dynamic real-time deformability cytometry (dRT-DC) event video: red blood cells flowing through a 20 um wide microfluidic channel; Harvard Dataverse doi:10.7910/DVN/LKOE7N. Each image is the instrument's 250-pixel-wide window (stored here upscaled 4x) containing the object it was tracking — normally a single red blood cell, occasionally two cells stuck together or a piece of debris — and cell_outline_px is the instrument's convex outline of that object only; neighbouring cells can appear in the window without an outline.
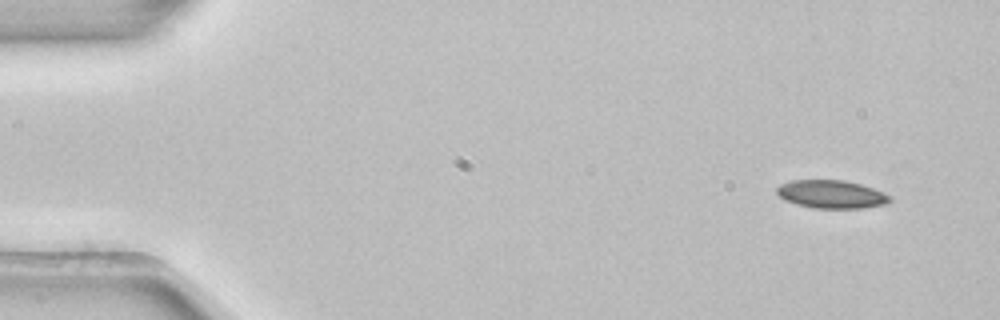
{"species": "common noctule bat (a hibernating species)", "species_latin": "Nyctalus noctula", "temperature_condition": "room temperature", "stored_images_in_passage": 4, "camera_frame_rate_fps": 3000, "um_per_image_px": 0.085, "animal": {"sex": "female", "body_mass_g": 22.7, "forearm_length_mm": 54.2}, "frame": {"image": 1, "passage_image": 1, "time_ms": 0.0, "image_size_px": [1000, 320], "cell_outline_px": [[892, 200], [888, 204], [864, 208], [812, 208], [796, 204], [784, 200], [776, 192], [776, 188], [780, 184], [792, 180], [844, 180], [860, 184], [872, 188], [892, 196]], "centroid_in_image_um": [70.68, 16.52], "position_along_channel_um": 14.3, "area_um2": 18.67}}
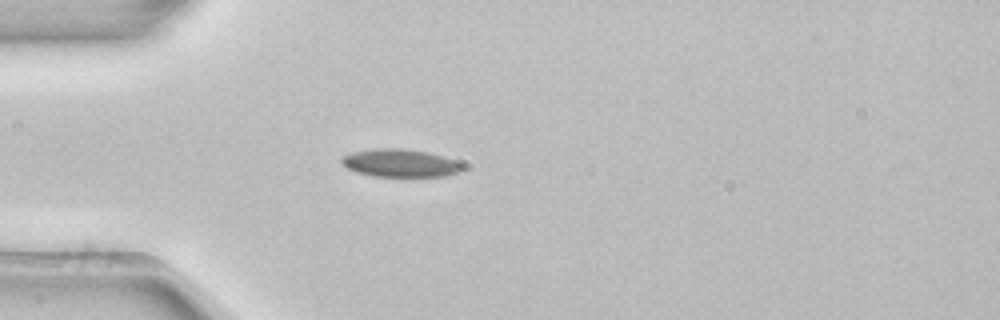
{"frame": {"image": 2, "passage_image": 4, "time_ms": 1.0, "image_size_px": [1000, 320], "cell_outline_px": [[460, 172], [448, 176], [372, 176], [356, 172], [348, 168], [340, 160], [344, 156], [352, 152], [376, 148], [400, 148], [424, 152], [440, 156], [452, 160], [460, 164]], "centroid_in_image_um": [33.96, 13.87], "position_along_channel_um": 51.0, "area_um2": 19.13}}